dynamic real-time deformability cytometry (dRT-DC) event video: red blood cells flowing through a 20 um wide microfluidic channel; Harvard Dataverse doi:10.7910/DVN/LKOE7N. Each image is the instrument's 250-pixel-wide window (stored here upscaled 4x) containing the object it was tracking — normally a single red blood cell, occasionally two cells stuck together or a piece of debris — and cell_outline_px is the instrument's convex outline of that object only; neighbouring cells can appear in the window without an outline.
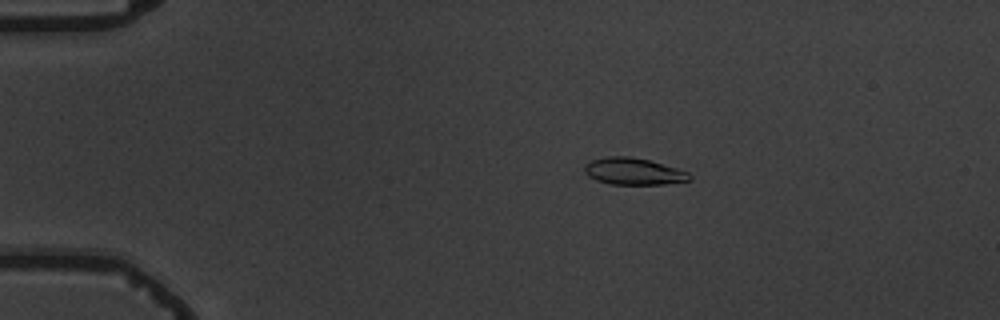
{"species": "common noctule bat (a hibernating species)", "species_latin": "Nyctalus noctula", "temperature_condition": "warm", "stored_images_in_passage": 8, "camera_frame_rate_fps": 3000, "um_per_image_px": 0.085, "animal": {"sex": "male", "body_mass_g": 19.5, "forearm_length_mm": 54.6}, "frame": {"image": 1, "passage_image": 4, "time_ms": 3.333, "image_size_px": [1000, 320], "cell_outline_px": [[692, 180], [664, 184], [612, 184], [596, 180], [588, 176], [584, 172], [584, 164], [592, 160], [608, 156], [628, 156], [648, 160], [676, 168], [688, 172], [692, 176]], "centroid_in_image_um": [53.84, 14.57], "position_along_channel_um": 31.2, "area_um2": 16.36}}
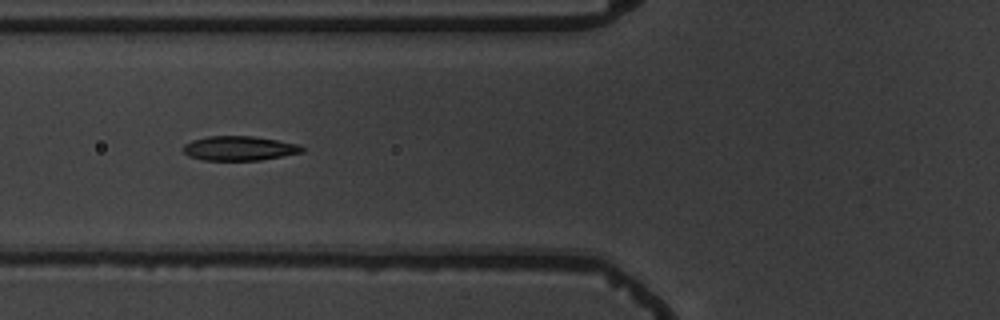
{"frame": {"image": 2, "passage_image": 7, "time_ms": 7.0, "image_size_px": [1000, 320], "cell_outline_px": [[304, 152], [260, 160], [204, 160], [188, 156], [184, 152], [184, 144], [192, 140], [208, 136], [252, 136], [300, 144], [304, 148]], "centroid_in_image_um": [20.35, 12.6], "position_along_channel_um": 105.5, "area_um2": 16.88}}
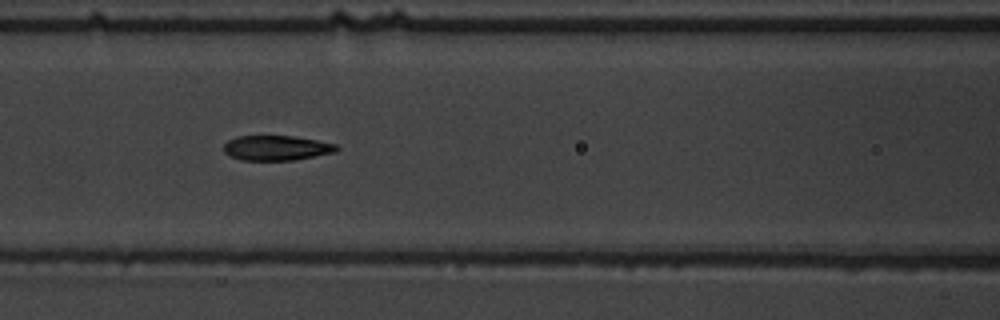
{"frame": {"image": 3, "passage_image": 8, "time_ms": 8.0, "image_size_px": [1000, 320], "cell_outline_px": [[340, 148], [336, 152], [296, 160], [240, 160], [224, 152], [224, 144], [228, 140], [236, 136], [292, 136], [316, 140], [336, 144]], "centroid_in_image_um": [23.52, 12.58], "position_along_channel_um": 143.1, "area_um2": 16.42}}